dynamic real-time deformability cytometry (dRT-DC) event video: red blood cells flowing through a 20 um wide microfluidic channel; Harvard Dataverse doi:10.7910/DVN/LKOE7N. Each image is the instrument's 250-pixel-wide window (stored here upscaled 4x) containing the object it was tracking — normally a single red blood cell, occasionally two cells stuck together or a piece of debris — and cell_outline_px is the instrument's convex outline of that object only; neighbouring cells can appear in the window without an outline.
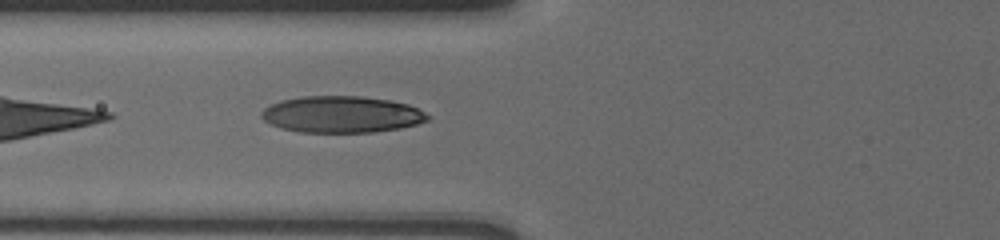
{"species": "human", "species_latin": "Homo sapiens", "temperature_condition": "cold", "stored_images_in_passage": 11, "camera_frame_rate_fps": 3000, "um_per_image_px": 0.085, "donor": {"sex": "male"}, "frame": {"image": 1, "passage_image": 11, "time_ms": 3.333, "image_size_px": [1000, 240], "cell_outline_px": [[428, 120], [416, 124], [400, 128], [372, 132], [300, 132], [280, 128], [264, 120], [260, 116], [260, 112], [264, 108], [280, 100], [304, 96], [360, 96], [392, 100], [408, 104], [424, 112], [428, 116]], "centroid_in_image_um": [29.01, 9.72], "position_along_channel_um": 96.8, "area_um2": 35.37}}